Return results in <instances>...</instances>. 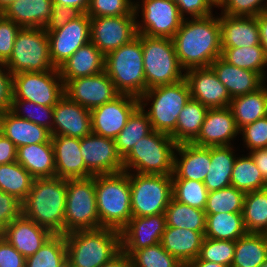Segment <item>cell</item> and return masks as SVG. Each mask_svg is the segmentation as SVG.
<instances>
[{"label":"cell","instance_id":"cell-1","mask_svg":"<svg viewBox=\"0 0 267 267\" xmlns=\"http://www.w3.org/2000/svg\"><path fill=\"white\" fill-rule=\"evenodd\" d=\"M186 18L173 36V44L184 71L210 67L221 57V29L219 17Z\"/></svg>","mask_w":267,"mask_h":267},{"label":"cell","instance_id":"cell-2","mask_svg":"<svg viewBox=\"0 0 267 267\" xmlns=\"http://www.w3.org/2000/svg\"><path fill=\"white\" fill-rule=\"evenodd\" d=\"M67 179L34 178L22 214L53 234H64Z\"/></svg>","mask_w":267,"mask_h":267},{"label":"cell","instance_id":"cell-3","mask_svg":"<svg viewBox=\"0 0 267 267\" xmlns=\"http://www.w3.org/2000/svg\"><path fill=\"white\" fill-rule=\"evenodd\" d=\"M64 235L66 258L72 267H100L121 252L118 230L101 227L71 231Z\"/></svg>","mask_w":267,"mask_h":267},{"label":"cell","instance_id":"cell-4","mask_svg":"<svg viewBox=\"0 0 267 267\" xmlns=\"http://www.w3.org/2000/svg\"><path fill=\"white\" fill-rule=\"evenodd\" d=\"M100 228L121 231L132 216L129 172L95 175Z\"/></svg>","mask_w":267,"mask_h":267},{"label":"cell","instance_id":"cell-5","mask_svg":"<svg viewBox=\"0 0 267 267\" xmlns=\"http://www.w3.org/2000/svg\"><path fill=\"white\" fill-rule=\"evenodd\" d=\"M104 71L120 94L139 98L146 91L141 34L105 55Z\"/></svg>","mask_w":267,"mask_h":267},{"label":"cell","instance_id":"cell-6","mask_svg":"<svg viewBox=\"0 0 267 267\" xmlns=\"http://www.w3.org/2000/svg\"><path fill=\"white\" fill-rule=\"evenodd\" d=\"M176 145L169 134L153 130L123 158L124 172L172 175Z\"/></svg>","mask_w":267,"mask_h":267},{"label":"cell","instance_id":"cell-7","mask_svg":"<svg viewBox=\"0 0 267 267\" xmlns=\"http://www.w3.org/2000/svg\"><path fill=\"white\" fill-rule=\"evenodd\" d=\"M190 88L184 78L180 82L153 87L139 97L140 107L147 114L154 131L171 134L176 129L180 111L190 100ZM149 111H145L148 103ZM146 102V103H144ZM148 102V103H147Z\"/></svg>","mask_w":267,"mask_h":267},{"label":"cell","instance_id":"cell-8","mask_svg":"<svg viewBox=\"0 0 267 267\" xmlns=\"http://www.w3.org/2000/svg\"><path fill=\"white\" fill-rule=\"evenodd\" d=\"M146 90L180 82L185 78L170 38L141 34Z\"/></svg>","mask_w":267,"mask_h":267},{"label":"cell","instance_id":"cell-9","mask_svg":"<svg viewBox=\"0 0 267 267\" xmlns=\"http://www.w3.org/2000/svg\"><path fill=\"white\" fill-rule=\"evenodd\" d=\"M5 66L12 75L57 69L51 61L47 31L44 28H21Z\"/></svg>","mask_w":267,"mask_h":267},{"label":"cell","instance_id":"cell-10","mask_svg":"<svg viewBox=\"0 0 267 267\" xmlns=\"http://www.w3.org/2000/svg\"><path fill=\"white\" fill-rule=\"evenodd\" d=\"M97 228H100V221L96 206L95 175L67 179L64 234Z\"/></svg>","mask_w":267,"mask_h":267},{"label":"cell","instance_id":"cell-11","mask_svg":"<svg viewBox=\"0 0 267 267\" xmlns=\"http://www.w3.org/2000/svg\"><path fill=\"white\" fill-rule=\"evenodd\" d=\"M133 217L165 213L172 199V175L130 173Z\"/></svg>","mask_w":267,"mask_h":267},{"label":"cell","instance_id":"cell-12","mask_svg":"<svg viewBox=\"0 0 267 267\" xmlns=\"http://www.w3.org/2000/svg\"><path fill=\"white\" fill-rule=\"evenodd\" d=\"M63 96L64 83L58 69L12 75V100L54 107Z\"/></svg>","mask_w":267,"mask_h":267},{"label":"cell","instance_id":"cell-13","mask_svg":"<svg viewBox=\"0 0 267 267\" xmlns=\"http://www.w3.org/2000/svg\"><path fill=\"white\" fill-rule=\"evenodd\" d=\"M140 8L143 20L142 23L136 21L137 34L172 39L184 20L173 0H142L141 5L135 2L136 17H139Z\"/></svg>","mask_w":267,"mask_h":267},{"label":"cell","instance_id":"cell-14","mask_svg":"<svg viewBox=\"0 0 267 267\" xmlns=\"http://www.w3.org/2000/svg\"><path fill=\"white\" fill-rule=\"evenodd\" d=\"M136 19V15L90 18L91 42L107 55L137 36Z\"/></svg>","mask_w":267,"mask_h":267},{"label":"cell","instance_id":"cell-15","mask_svg":"<svg viewBox=\"0 0 267 267\" xmlns=\"http://www.w3.org/2000/svg\"><path fill=\"white\" fill-rule=\"evenodd\" d=\"M139 103L138 97L120 94L114 100L93 108L90 110L91 132L114 140Z\"/></svg>","mask_w":267,"mask_h":267},{"label":"cell","instance_id":"cell-16","mask_svg":"<svg viewBox=\"0 0 267 267\" xmlns=\"http://www.w3.org/2000/svg\"><path fill=\"white\" fill-rule=\"evenodd\" d=\"M63 83L64 95L89 110L110 102L120 95L105 71L93 76L63 81Z\"/></svg>","mask_w":267,"mask_h":267},{"label":"cell","instance_id":"cell-17","mask_svg":"<svg viewBox=\"0 0 267 267\" xmlns=\"http://www.w3.org/2000/svg\"><path fill=\"white\" fill-rule=\"evenodd\" d=\"M50 42V56L59 68L75 51L91 41L90 17L83 13L56 30H46Z\"/></svg>","mask_w":267,"mask_h":267},{"label":"cell","instance_id":"cell-18","mask_svg":"<svg viewBox=\"0 0 267 267\" xmlns=\"http://www.w3.org/2000/svg\"><path fill=\"white\" fill-rule=\"evenodd\" d=\"M81 155L93 175L115 174L124 171L123 159L113 139L94 133L81 138Z\"/></svg>","mask_w":267,"mask_h":267},{"label":"cell","instance_id":"cell-19","mask_svg":"<svg viewBox=\"0 0 267 267\" xmlns=\"http://www.w3.org/2000/svg\"><path fill=\"white\" fill-rule=\"evenodd\" d=\"M185 79L192 99L199 101L208 109L229 107L232 99L211 67L186 70Z\"/></svg>","mask_w":267,"mask_h":267},{"label":"cell","instance_id":"cell-20","mask_svg":"<svg viewBox=\"0 0 267 267\" xmlns=\"http://www.w3.org/2000/svg\"><path fill=\"white\" fill-rule=\"evenodd\" d=\"M166 229L165 214L132 217L120 231L121 251H136L161 243Z\"/></svg>","mask_w":267,"mask_h":267},{"label":"cell","instance_id":"cell-21","mask_svg":"<svg viewBox=\"0 0 267 267\" xmlns=\"http://www.w3.org/2000/svg\"><path fill=\"white\" fill-rule=\"evenodd\" d=\"M239 134L229 107L208 109L197 138L192 144L200 147L228 146Z\"/></svg>","mask_w":267,"mask_h":267},{"label":"cell","instance_id":"cell-22","mask_svg":"<svg viewBox=\"0 0 267 267\" xmlns=\"http://www.w3.org/2000/svg\"><path fill=\"white\" fill-rule=\"evenodd\" d=\"M3 236L25 258L32 256L53 233L21 214L1 232Z\"/></svg>","mask_w":267,"mask_h":267},{"label":"cell","instance_id":"cell-23","mask_svg":"<svg viewBox=\"0 0 267 267\" xmlns=\"http://www.w3.org/2000/svg\"><path fill=\"white\" fill-rule=\"evenodd\" d=\"M51 135H64L84 138L91 133V113L78 103L72 102L65 95L53 109Z\"/></svg>","mask_w":267,"mask_h":267},{"label":"cell","instance_id":"cell-24","mask_svg":"<svg viewBox=\"0 0 267 267\" xmlns=\"http://www.w3.org/2000/svg\"><path fill=\"white\" fill-rule=\"evenodd\" d=\"M56 177L63 179L88 178L94 176L85 166L80 145L81 139L64 135L51 137Z\"/></svg>","mask_w":267,"mask_h":267},{"label":"cell","instance_id":"cell-25","mask_svg":"<svg viewBox=\"0 0 267 267\" xmlns=\"http://www.w3.org/2000/svg\"><path fill=\"white\" fill-rule=\"evenodd\" d=\"M175 150L172 180L203 182L210 170V147L182 143L177 144ZM176 152L180 157H177Z\"/></svg>","mask_w":267,"mask_h":267},{"label":"cell","instance_id":"cell-26","mask_svg":"<svg viewBox=\"0 0 267 267\" xmlns=\"http://www.w3.org/2000/svg\"><path fill=\"white\" fill-rule=\"evenodd\" d=\"M210 67L226 87L231 99L256 91L266 81L259 73L231 65L221 57L214 60Z\"/></svg>","mask_w":267,"mask_h":267},{"label":"cell","instance_id":"cell-27","mask_svg":"<svg viewBox=\"0 0 267 267\" xmlns=\"http://www.w3.org/2000/svg\"><path fill=\"white\" fill-rule=\"evenodd\" d=\"M0 133L12 141L17 148L25 145L52 142L50 130L16 116L10 110L1 112Z\"/></svg>","mask_w":267,"mask_h":267},{"label":"cell","instance_id":"cell-28","mask_svg":"<svg viewBox=\"0 0 267 267\" xmlns=\"http://www.w3.org/2000/svg\"><path fill=\"white\" fill-rule=\"evenodd\" d=\"M205 231L166 226L162 235L163 248L184 266L199 256Z\"/></svg>","mask_w":267,"mask_h":267},{"label":"cell","instance_id":"cell-29","mask_svg":"<svg viewBox=\"0 0 267 267\" xmlns=\"http://www.w3.org/2000/svg\"><path fill=\"white\" fill-rule=\"evenodd\" d=\"M221 47H243L260 45V34L256 17L219 16Z\"/></svg>","mask_w":267,"mask_h":267},{"label":"cell","instance_id":"cell-30","mask_svg":"<svg viewBox=\"0 0 267 267\" xmlns=\"http://www.w3.org/2000/svg\"><path fill=\"white\" fill-rule=\"evenodd\" d=\"M105 55L90 41L78 48L59 68L63 81L93 76L104 71Z\"/></svg>","mask_w":267,"mask_h":267},{"label":"cell","instance_id":"cell-31","mask_svg":"<svg viewBox=\"0 0 267 267\" xmlns=\"http://www.w3.org/2000/svg\"><path fill=\"white\" fill-rule=\"evenodd\" d=\"M52 10V0H15L1 14L22 28H45Z\"/></svg>","mask_w":267,"mask_h":267},{"label":"cell","instance_id":"cell-32","mask_svg":"<svg viewBox=\"0 0 267 267\" xmlns=\"http://www.w3.org/2000/svg\"><path fill=\"white\" fill-rule=\"evenodd\" d=\"M16 161L34 178L56 177V167L52 142L20 146Z\"/></svg>","mask_w":267,"mask_h":267},{"label":"cell","instance_id":"cell-33","mask_svg":"<svg viewBox=\"0 0 267 267\" xmlns=\"http://www.w3.org/2000/svg\"><path fill=\"white\" fill-rule=\"evenodd\" d=\"M229 108L239 130L245 125L267 116L266 83L254 92L232 98Z\"/></svg>","mask_w":267,"mask_h":267},{"label":"cell","instance_id":"cell-34","mask_svg":"<svg viewBox=\"0 0 267 267\" xmlns=\"http://www.w3.org/2000/svg\"><path fill=\"white\" fill-rule=\"evenodd\" d=\"M234 151L231 145L210 147V170L203 181L208 192L231 186V173L237 158Z\"/></svg>","mask_w":267,"mask_h":267},{"label":"cell","instance_id":"cell-35","mask_svg":"<svg viewBox=\"0 0 267 267\" xmlns=\"http://www.w3.org/2000/svg\"><path fill=\"white\" fill-rule=\"evenodd\" d=\"M208 108L190 98L177 118L176 129L170 134L176 144L192 143L198 136Z\"/></svg>","mask_w":267,"mask_h":267},{"label":"cell","instance_id":"cell-36","mask_svg":"<svg viewBox=\"0 0 267 267\" xmlns=\"http://www.w3.org/2000/svg\"><path fill=\"white\" fill-rule=\"evenodd\" d=\"M267 260V234L246 233L236 240L231 267H259Z\"/></svg>","mask_w":267,"mask_h":267},{"label":"cell","instance_id":"cell-37","mask_svg":"<svg viewBox=\"0 0 267 267\" xmlns=\"http://www.w3.org/2000/svg\"><path fill=\"white\" fill-rule=\"evenodd\" d=\"M246 233L242 213L206 214V238L236 241Z\"/></svg>","mask_w":267,"mask_h":267},{"label":"cell","instance_id":"cell-38","mask_svg":"<svg viewBox=\"0 0 267 267\" xmlns=\"http://www.w3.org/2000/svg\"><path fill=\"white\" fill-rule=\"evenodd\" d=\"M153 131L147 114L139 106L128 118L125 127L114 139L118 154L122 159L132 150L133 146Z\"/></svg>","mask_w":267,"mask_h":267},{"label":"cell","instance_id":"cell-39","mask_svg":"<svg viewBox=\"0 0 267 267\" xmlns=\"http://www.w3.org/2000/svg\"><path fill=\"white\" fill-rule=\"evenodd\" d=\"M221 58L236 67L259 73L266 80L267 59L261 45L221 47Z\"/></svg>","mask_w":267,"mask_h":267},{"label":"cell","instance_id":"cell-40","mask_svg":"<svg viewBox=\"0 0 267 267\" xmlns=\"http://www.w3.org/2000/svg\"><path fill=\"white\" fill-rule=\"evenodd\" d=\"M242 214L247 233L267 234V188L245 194Z\"/></svg>","mask_w":267,"mask_h":267},{"label":"cell","instance_id":"cell-41","mask_svg":"<svg viewBox=\"0 0 267 267\" xmlns=\"http://www.w3.org/2000/svg\"><path fill=\"white\" fill-rule=\"evenodd\" d=\"M34 177L17 161L0 165V190L23 202L29 194Z\"/></svg>","mask_w":267,"mask_h":267},{"label":"cell","instance_id":"cell-42","mask_svg":"<svg viewBox=\"0 0 267 267\" xmlns=\"http://www.w3.org/2000/svg\"><path fill=\"white\" fill-rule=\"evenodd\" d=\"M166 226L186 228L193 231L206 230V213L176 201L173 197L165 209Z\"/></svg>","mask_w":267,"mask_h":267},{"label":"cell","instance_id":"cell-43","mask_svg":"<svg viewBox=\"0 0 267 267\" xmlns=\"http://www.w3.org/2000/svg\"><path fill=\"white\" fill-rule=\"evenodd\" d=\"M231 186L245 193L267 188V181L250 154L236 158L231 173Z\"/></svg>","mask_w":267,"mask_h":267},{"label":"cell","instance_id":"cell-44","mask_svg":"<svg viewBox=\"0 0 267 267\" xmlns=\"http://www.w3.org/2000/svg\"><path fill=\"white\" fill-rule=\"evenodd\" d=\"M66 259L64 234H53L35 254L25 260V267H58Z\"/></svg>","mask_w":267,"mask_h":267},{"label":"cell","instance_id":"cell-45","mask_svg":"<svg viewBox=\"0 0 267 267\" xmlns=\"http://www.w3.org/2000/svg\"><path fill=\"white\" fill-rule=\"evenodd\" d=\"M245 194L233 186L208 192L204 211L206 214L242 213Z\"/></svg>","mask_w":267,"mask_h":267},{"label":"cell","instance_id":"cell-46","mask_svg":"<svg viewBox=\"0 0 267 267\" xmlns=\"http://www.w3.org/2000/svg\"><path fill=\"white\" fill-rule=\"evenodd\" d=\"M128 255L132 267H185L158 243L136 251H122Z\"/></svg>","mask_w":267,"mask_h":267},{"label":"cell","instance_id":"cell-47","mask_svg":"<svg viewBox=\"0 0 267 267\" xmlns=\"http://www.w3.org/2000/svg\"><path fill=\"white\" fill-rule=\"evenodd\" d=\"M172 196L176 201L205 210L208 190L203 182L172 180Z\"/></svg>","mask_w":267,"mask_h":267},{"label":"cell","instance_id":"cell-48","mask_svg":"<svg viewBox=\"0 0 267 267\" xmlns=\"http://www.w3.org/2000/svg\"><path fill=\"white\" fill-rule=\"evenodd\" d=\"M53 109L54 107L38 105L31 101L12 100L9 110L16 116L43 126L52 132Z\"/></svg>","mask_w":267,"mask_h":267},{"label":"cell","instance_id":"cell-49","mask_svg":"<svg viewBox=\"0 0 267 267\" xmlns=\"http://www.w3.org/2000/svg\"><path fill=\"white\" fill-rule=\"evenodd\" d=\"M236 241L219 240L204 237L199 258L231 267L234 258Z\"/></svg>","mask_w":267,"mask_h":267},{"label":"cell","instance_id":"cell-50","mask_svg":"<svg viewBox=\"0 0 267 267\" xmlns=\"http://www.w3.org/2000/svg\"><path fill=\"white\" fill-rule=\"evenodd\" d=\"M86 14L92 17L135 15L132 0H90Z\"/></svg>","mask_w":267,"mask_h":267},{"label":"cell","instance_id":"cell-51","mask_svg":"<svg viewBox=\"0 0 267 267\" xmlns=\"http://www.w3.org/2000/svg\"><path fill=\"white\" fill-rule=\"evenodd\" d=\"M263 1L265 0H224L219 7L224 15L256 17L267 12V0L266 3H262Z\"/></svg>","mask_w":267,"mask_h":267},{"label":"cell","instance_id":"cell-52","mask_svg":"<svg viewBox=\"0 0 267 267\" xmlns=\"http://www.w3.org/2000/svg\"><path fill=\"white\" fill-rule=\"evenodd\" d=\"M239 133L242 134L244 143L250 151L267 148V116L245 125Z\"/></svg>","mask_w":267,"mask_h":267},{"label":"cell","instance_id":"cell-53","mask_svg":"<svg viewBox=\"0 0 267 267\" xmlns=\"http://www.w3.org/2000/svg\"><path fill=\"white\" fill-rule=\"evenodd\" d=\"M21 28L0 14V63L5 64L11 57L15 39Z\"/></svg>","mask_w":267,"mask_h":267},{"label":"cell","instance_id":"cell-54","mask_svg":"<svg viewBox=\"0 0 267 267\" xmlns=\"http://www.w3.org/2000/svg\"><path fill=\"white\" fill-rule=\"evenodd\" d=\"M22 214V202L0 190V232Z\"/></svg>","mask_w":267,"mask_h":267},{"label":"cell","instance_id":"cell-55","mask_svg":"<svg viewBox=\"0 0 267 267\" xmlns=\"http://www.w3.org/2000/svg\"><path fill=\"white\" fill-rule=\"evenodd\" d=\"M180 15L185 19V14L191 18H203L212 15V7H216L210 0H173Z\"/></svg>","mask_w":267,"mask_h":267},{"label":"cell","instance_id":"cell-56","mask_svg":"<svg viewBox=\"0 0 267 267\" xmlns=\"http://www.w3.org/2000/svg\"><path fill=\"white\" fill-rule=\"evenodd\" d=\"M83 13L75 7H65L53 4L52 16L45 26V30H56L63 27L71 20L81 16Z\"/></svg>","mask_w":267,"mask_h":267},{"label":"cell","instance_id":"cell-57","mask_svg":"<svg viewBox=\"0 0 267 267\" xmlns=\"http://www.w3.org/2000/svg\"><path fill=\"white\" fill-rule=\"evenodd\" d=\"M26 258L0 235V267H25Z\"/></svg>","mask_w":267,"mask_h":267},{"label":"cell","instance_id":"cell-58","mask_svg":"<svg viewBox=\"0 0 267 267\" xmlns=\"http://www.w3.org/2000/svg\"><path fill=\"white\" fill-rule=\"evenodd\" d=\"M3 68V69H2ZM12 101V74L0 63V112L10 109Z\"/></svg>","mask_w":267,"mask_h":267},{"label":"cell","instance_id":"cell-59","mask_svg":"<svg viewBox=\"0 0 267 267\" xmlns=\"http://www.w3.org/2000/svg\"><path fill=\"white\" fill-rule=\"evenodd\" d=\"M17 147L12 141L0 133V165L16 161Z\"/></svg>","mask_w":267,"mask_h":267},{"label":"cell","instance_id":"cell-60","mask_svg":"<svg viewBox=\"0 0 267 267\" xmlns=\"http://www.w3.org/2000/svg\"><path fill=\"white\" fill-rule=\"evenodd\" d=\"M249 154L253 158L263 178L267 181V148L254 149Z\"/></svg>","mask_w":267,"mask_h":267},{"label":"cell","instance_id":"cell-61","mask_svg":"<svg viewBox=\"0 0 267 267\" xmlns=\"http://www.w3.org/2000/svg\"><path fill=\"white\" fill-rule=\"evenodd\" d=\"M260 34V45L263 47L267 59V12L256 16Z\"/></svg>","mask_w":267,"mask_h":267},{"label":"cell","instance_id":"cell-62","mask_svg":"<svg viewBox=\"0 0 267 267\" xmlns=\"http://www.w3.org/2000/svg\"><path fill=\"white\" fill-rule=\"evenodd\" d=\"M53 4H58L65 7H75L82 13H86L89 7L90 0H52Z\"/></svg>","mask_w":267,"mask_h":267},{"label":"cell","instance_id":"cell-63","mask_svg":"<svg viewBox=\"0 0 267 267\" xmlns=\"http://www.w3.org/2000/svg\"><path fill=\"white\" fill-rule=\"evenodd\" d=\"M100 267H132V262L130 257L121 251L111 261Z\"/></svg>","mask_w":267,"mask_h":267},{"label":"cell","instance_id":"cell-64","mask_svg":"<svg viewBox=\"0 0 267 267\" xmlns=\"http://www.w3.org/2000/svg\"><path fill=\"white\" fill-rule=\"evenodd\" d=\"M185 267H227V266L215 262L201 260L199 257H197L196 259L188 263Z\"/></svg>","mask_w":267,"mask_h":267},{"label":"cell","instance_id":"cell-65","mask_svg":"<svg viewBox=\"0 0 267 267\" xmlns=\"http://www.w3.org/2000/svg\"><path fill=\"white\" fill-rule=\"evenodd\" d=\"M13 1L15 0H0V12H2Z\"/></svg>","mask_w":267,"mask_h":267},{"label":"cell","instance_id":"cell-66","mask_svg":"<svg viewBox=\"0 0 267 267\" xmlns=\"http://www.w3.org/2000/svg\"><path fill=\"white\" fill-rule=\"evenodd\" d=\"M58 267H72L70 261L66 258L64 261H62Z\"/></svg>","mask_w":267,"mask_h":267},{"label":"cell","instance_id":"cell-67","mask_svg":"<svg viewBox=\"0 0 267 267\" xmlns=\"http://www.w3.org/2000/svg\"><path fill=\"white\" fill-rule=\"evenodd\" d=\"M216 7L219 8V5L224 1V0H210Z\"/></svg>","mask_w":267,"mask_h":267},{"label":"cell","instance_id":"cell-68","mask_svg":"<svg viewBox=\"0 0 267 267\" xmlns=\"http://www.w3.org/2000/svg\"><path fill=\"white\" fill-rule=\"evenodd\" d=\"M259 267H267V260L264 261Z\"/></svg>","mask_w":267,"mask_h":267},{"label":"cell","instance_id":"cell-69","mask_svg":"<svg viewBox=\"0 0 267 267\" xmlns=\"http://www.w3.org/2000/svg\"><path fill=\"white\" fill-rule=\"evenodd\" d=\"M0 130H1V112H0Z\"/></svg>","mask_w":267,"mask_h":267}]
</instances>
